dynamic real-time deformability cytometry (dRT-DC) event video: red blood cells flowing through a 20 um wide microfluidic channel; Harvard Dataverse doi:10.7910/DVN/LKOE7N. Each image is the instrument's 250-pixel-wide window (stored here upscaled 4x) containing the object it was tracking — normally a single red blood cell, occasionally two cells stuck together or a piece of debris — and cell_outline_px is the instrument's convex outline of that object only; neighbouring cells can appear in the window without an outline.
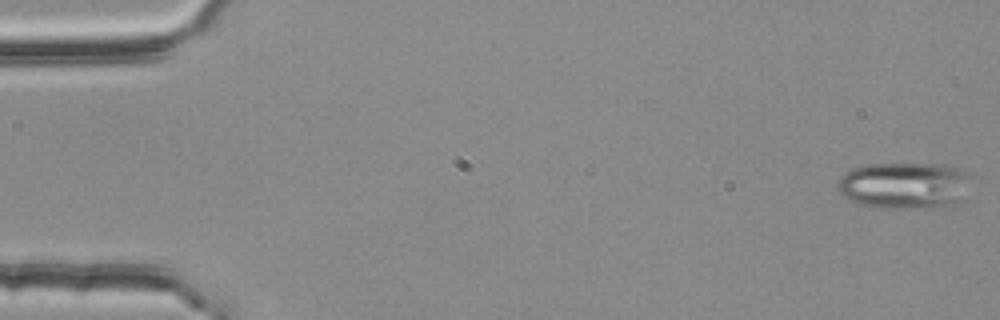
{"species": "common noctule bat (a hibernating species)", "species_latin": "Nyctalus noctula", "temperature_condition": "room temperature", "stored_images_in_passage": 54, "camera_frame_rate_fps": 3000, "um_per_image_px": 0.085, "animal": {"sex": "female", "body_mass_g": 25.1}, "frame": {"image": 1, "passage_image": 1, "time_ms": 0.0, "image_size_px": [1000, 320], "cell_outline_px": [[968, 176], [960, 204], [952, 208], [880, 208], [856, 204], [844, 196], [836, 188], [836, 184], [840, 176], [852, 168], [868, 164], [944, 164], [964, 168], [968, 172]], "centroid_in_image_um": [76.87, 15.78], "position_along_channel_um": 8.1, "area_um2": 36.99}}
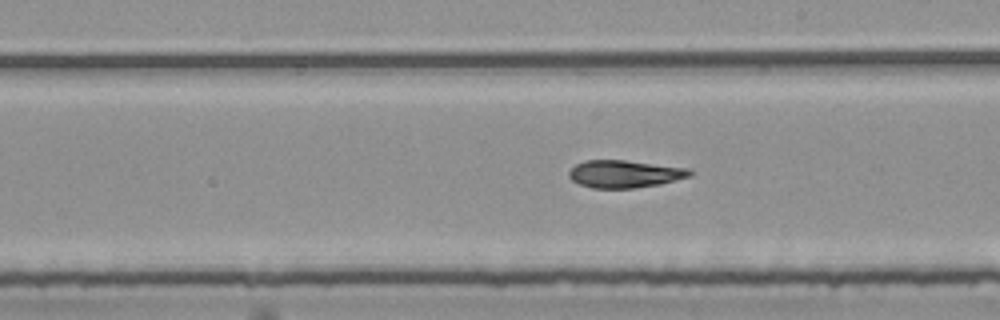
{"frame": {"image": 2, "passage_image": 31, "time_ms": 10.0, "image_size_px": [1000, 320], "cell_outline_px": [[692, 176], [660, 184], [636, 188], [592, 188], [580, 184], [572, 180], [568, 176], [568, 172], [576, 164], [584, 160], [624, 160], [692, 168]], "centroid_in_image_um": [53.13, 14.78], "position_along_channel_um": 235.9, "area_um2": 19.54}}
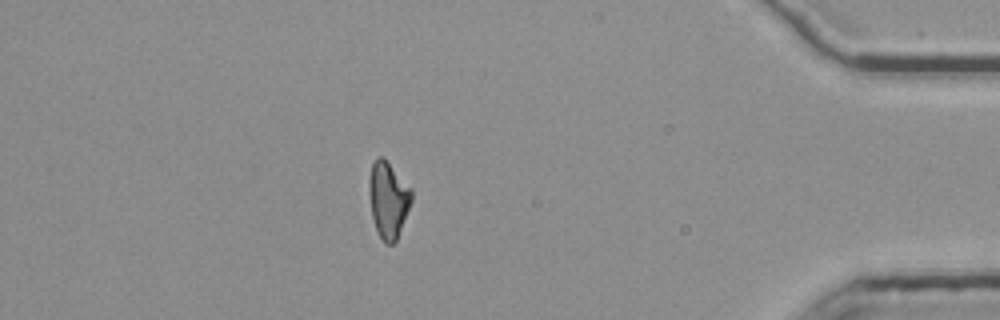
{"frame": {"image": 3, "passage_image": 48, "time_ms": 15.667, "image_size_px": [1000, 320], "cell_outline_px": [[412, 200], [396, 240], [392, 244], [384, 244], [376, 228], [372, 216], [368, 192], [368, 180], [372, 164], [376, 156], [380, 156], [412, 188]], "centroid_in_image_um": [32.98, 16.98], "position_along_channel_um": 402.2, "area_um2": 18.61}, "authors_computed_cell_mechanics": {"area_um2": 19.8832, "velocity_mm_per_s": 3.7489, "shape_relaxation_time_tau1_ms": null, "shape_relaxation_time_tau2_ms": 4.0877, "deformation_change_tau1": null, "deformation_change_tau2": 0.1228}}